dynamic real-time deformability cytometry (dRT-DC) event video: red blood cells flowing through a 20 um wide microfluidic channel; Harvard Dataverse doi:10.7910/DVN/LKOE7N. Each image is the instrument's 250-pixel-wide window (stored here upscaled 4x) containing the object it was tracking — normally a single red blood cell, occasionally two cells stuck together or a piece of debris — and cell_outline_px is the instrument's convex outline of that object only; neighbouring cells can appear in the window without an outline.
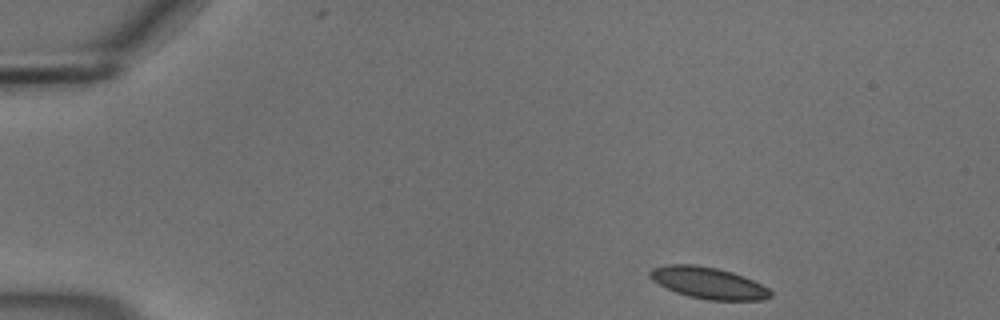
{"species": "common noctule bat (a hibernating species)", "species_latin": "Nyctalus noctula", "temperature_condition": "cold", "stored_images_in_passage": 48, "camera_frame_rate_fps": 3000, "um_per_image_px": 0.085, "animal": {"sex": "male", "body_mass_g": 18.8}, "frame": {"image": 1, "passage_image": 1, "time_ms": 0.0, "image_size_px": [1000, 320], "cell_outline_px": [[772, 296], [764, 300], [708, 300], [688, 296], [676, 292], [652, 280], [648, 276], [648, 272], [652, 268], [668, 264], [692, 264], [716, 268], [732, 272], [744, 276], [768, 288], [772, 292]], "centroid_in_image_um": [60.2, 24.05], "position_along_channel_um": 24.8, "area_um2": 22.08}}
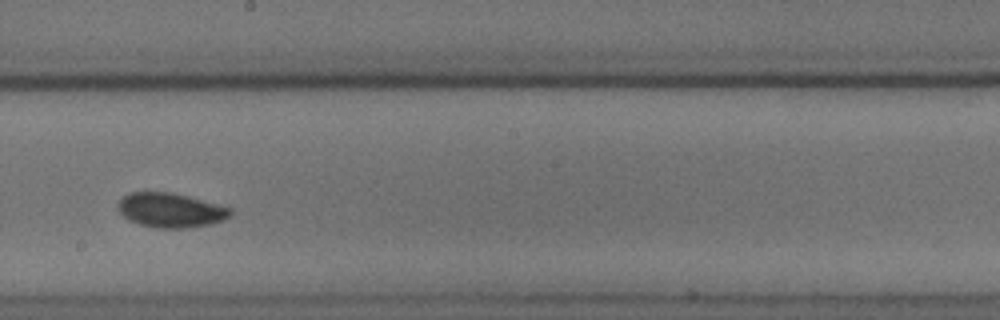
{"frame": {"image": 2, "passage_image": 25, "time_ms": 8.0, "image_size_px": [1000, 320], "cell_outline_px": [[232, 216], [224, 220], [212, 224], [188, 228], [156, 228], [140, 224], [128, 220], [116, 208], [116, 204], [128, 192], [168, 192], [188, 196], [232, 208]], "centroid_in_image_um": [14.51, 17.87], "position_along_channel_um": 233.7, "area_um2": 22.77}}
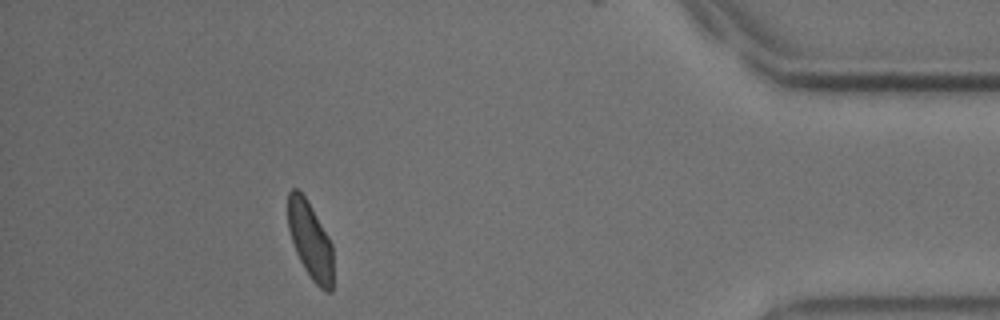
{"frame": {"image": 3, "passage_image": 43, "time_ms": 14.0, "image_size_px": [1000, 320], "cell_outline_px": [[332, 292], [328, 292], [320, 288], [312, 280], [304, 268], [296, 252], [288, 228], [288, 192], [292, 188], [296, 188], [304, 196], [312, 208], [328, 236], [332, 244]], "centroid_in_image_um": [26.36, 20.43], "position_along_channel_um": 408.8, "area_um2": 20.06}, "authors_computed_cell_mechanics": {"area_um2": 21.8484, "velocity_mm_per_s": 3.6732, "shape_relaxation_time_tau1_ms": 5.8096, "shape_relaxation_time_tau2_ms": 1.9332, "deformation_change_tau1": 0.0949, "deformation_change_tau2": 0.0533}}